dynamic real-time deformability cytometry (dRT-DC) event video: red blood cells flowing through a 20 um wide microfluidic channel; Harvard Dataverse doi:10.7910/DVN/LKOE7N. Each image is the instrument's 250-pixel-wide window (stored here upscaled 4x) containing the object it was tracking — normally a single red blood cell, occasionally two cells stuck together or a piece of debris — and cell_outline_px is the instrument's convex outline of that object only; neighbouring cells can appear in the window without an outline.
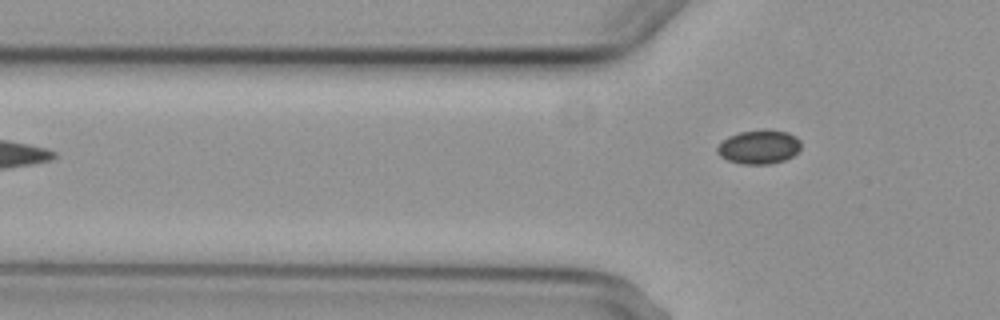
{"species": "common noctule bat (a hibernating species)", "species_latin": "Nyctalus noctula", "temperature_condition": "cold", "stored_images_in_passage": 5, "camera_frame_rate_fps": 3000, "um_per_image_px": 0.085, "animal": {"sex": "female", "body_mass_g": 29.2, "forearm_length_mm": 56.3}, "frame": {"image": 1, "passage_image": 5, "time_ms": 5.667, "image_size_px": [1000, 320], "cell_outline_px": [[800, 148], [792, 156], [784, 160], [768, 164], [740, 164], [728, 160], [720, 156], [716, 152], [716, 148], [728, 136], [740, 132], [764, 128], [788, 132], [796, 136], [800, 140]], "centroid_in_image_um": [64.51, 12.47], "position_along_channel_um": 61.3, "area_um2": 16.7}}